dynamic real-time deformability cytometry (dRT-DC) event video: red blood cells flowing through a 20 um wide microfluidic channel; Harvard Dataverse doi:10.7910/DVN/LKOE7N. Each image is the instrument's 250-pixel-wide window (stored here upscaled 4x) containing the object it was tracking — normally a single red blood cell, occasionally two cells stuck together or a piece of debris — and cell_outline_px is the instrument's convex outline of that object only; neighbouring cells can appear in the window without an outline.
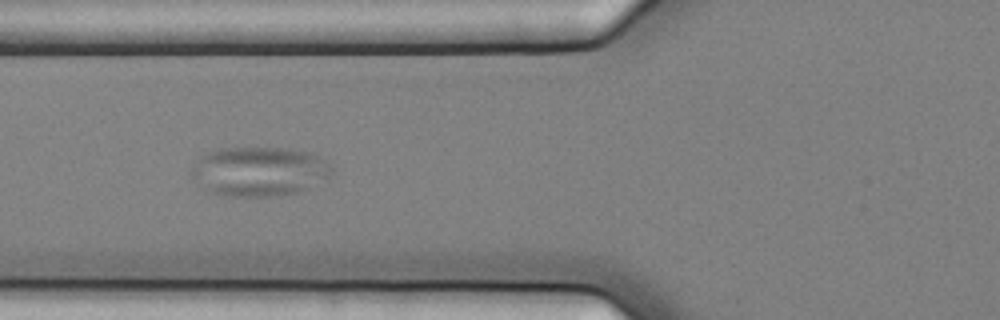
{"species": "common noctule bat (a hibernating species)", "species_latin": "Nyctalus noctula", "temperature_condition": "cold", "stored_images_in_passage": 7, "camera_frame_rate_fps": 3000, "um_per_image_px": 0.085, "animal": {"sex": "female", "body_mass_g": 25.1}, "frame": {"image": 1, "passage_image": 6, "time_ms": 1.667, "image_size_px": [1000, 320], "cell_outline_px": [[332, 172], [328, 184], [296, 192], [272, 196], [228, 196], [208, 192], [188, 172], [196, 160], [200, 156], [208, 152], [220, 148], [288, 148], [312, 152], [320, 156], [332, 168]], "centroid_in_image_um": [22.09, 14.57], "position_along_channel_um": 103.7, "area_um2": 41.15}}
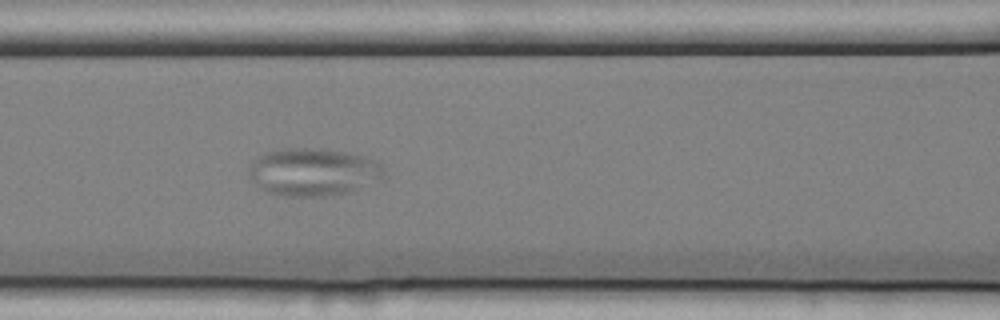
{"frame": {"image": 2, "passage_image": 7, "time_ms": 2.0, "image_size_px": [1000, 320], "cell_outline_px": [[384, 172], [380, 176], [348, 192], [324, 196], [288, 196], [264, 192], [248, 176], [248, 168], [256, 156], [280, 148], [320, 148], [344, 152], [376, 160], [380, 164]], "centroid_in_image_um": [26.49, 14.6], "position_along_channel_um": 140.1, "area_um2": 36.99}}